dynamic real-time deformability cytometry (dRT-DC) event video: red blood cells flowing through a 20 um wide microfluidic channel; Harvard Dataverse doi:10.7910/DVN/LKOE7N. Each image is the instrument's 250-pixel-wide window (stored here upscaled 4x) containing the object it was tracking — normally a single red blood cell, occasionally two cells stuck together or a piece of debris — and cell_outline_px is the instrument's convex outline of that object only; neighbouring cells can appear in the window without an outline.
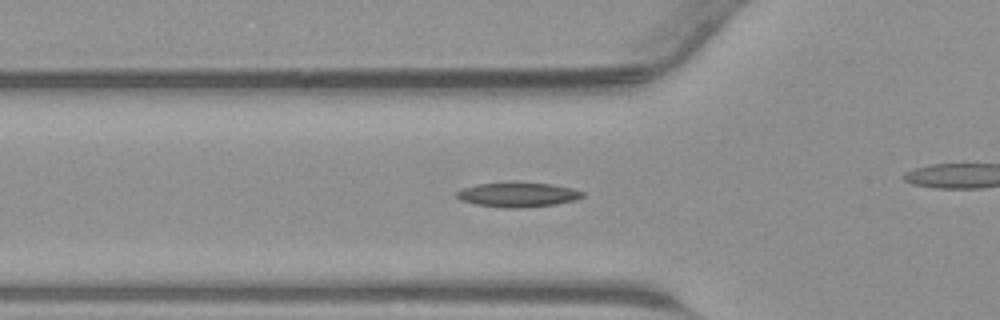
{"species": "common noctule bat (a hibernating species)", "species_latin": "Nyctalus noctula", "temperature_condition": "warm", "stored_images_in_passage": 35, "camera_frame_rate_fps": 3000, "um_per_image_px": 0.085, "animal": {"sex": "male", "body_mass_g": 23.1, "forearm_length_mm": 52.7}, "frame": {"image": 1, "passage_image": 15, "time_ms": 4.667, "image_size_px": [1000, 320], "cell_outline_px": [[584, 196], [576, 200], [556, 204], [520, 208], [504, 208], [476, 204], [460, 200], [456, 196], [456, 192], [460, 188], [476, 184], [552, 184], [572, 188], [584, 192]], "centroid_in_image_um": [44.01, 16.57], "position_along_channel_um": 81.8, "area_um2": 17.63}}
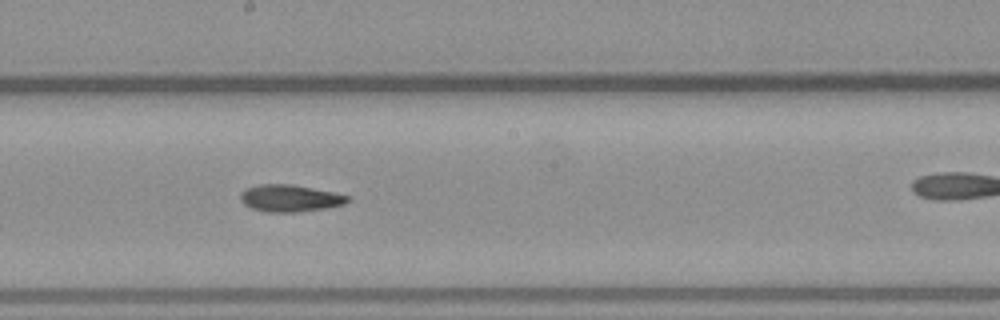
{"frame": {"image": 2, "passage_image": 24, "time_ms": 7.667, "image_size_px": [1000, 320], "cell_outline_px": [[348, 200], [344, 204], [328, 208], [296, 212], [268, 212], [252, 208], [244, 204], [240, 200], [240, 192], [248, 188], [260, 184], [292, 184], [332, 192], [348, 196]], "centroid_in_image_um": [24.62, 16.85], "position_along_channel_um": 223.6, "area_um2": 16.7}}
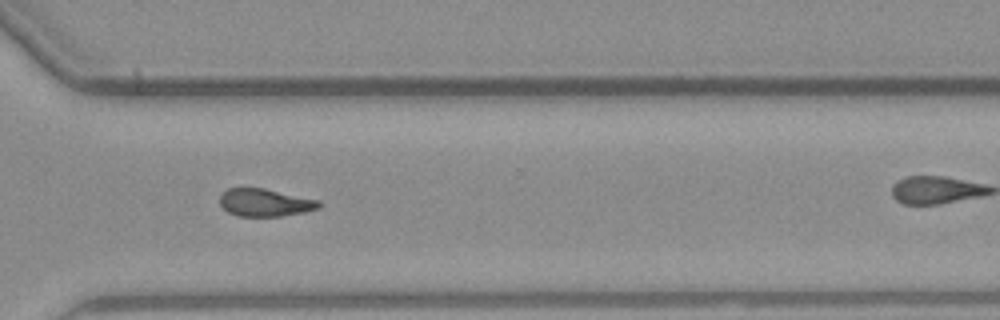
{"frame": {"image": 3, "passage_image": 32, "time_ms": 10.333, "image_size_px": [1000, 320], "cell_outline_px": [[320, 208], [304, 212], [280, 216], [236, 216], [228, 212], [220, 204], [220, 196], [228, 188], [264, 188], [320, 200]], "centroid_in_image_um": [22.54, 17.22], "position_along_channel_um": 348.1, "area_um2": 15.95}}